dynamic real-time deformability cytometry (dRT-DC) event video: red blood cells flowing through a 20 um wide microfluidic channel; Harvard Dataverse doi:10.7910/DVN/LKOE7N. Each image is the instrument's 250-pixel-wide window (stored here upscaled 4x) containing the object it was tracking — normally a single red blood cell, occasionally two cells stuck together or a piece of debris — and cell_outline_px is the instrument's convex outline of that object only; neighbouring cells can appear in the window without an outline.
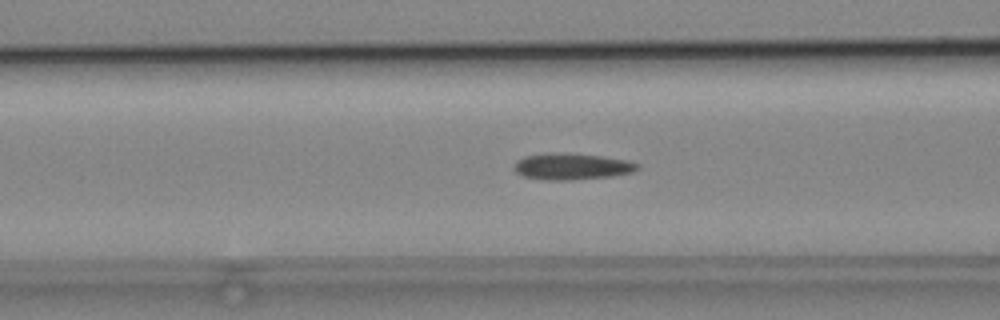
{"species": "common noctule bat (a hibernating species)", "species_latin": "Nyctalus noctula", "temperature_condition": "cold", "stored_images_in_passage": 42, "camera_frame_rate_fps": 3000, "um_per_image_px": 0.085, "animal": {"sex": "male", "body_mass_g": 19.2, "forearm_length_mm": 51.8}, "frame": {"image": 1, "passage_image": 10, "time_ms": 3.0, "image_size_px": [1000, 320], "cell_outline_px": [[640, 168], [632, 172], [612, 176], [572, 180], [544, 180], [524, 176], [516, 172], [512, 168], [516, 160], [524, 156], [600, 156], [628, 160], [640, 164]], "centroid_in_image_um": [48.65, 14.21], "position_along_channel_um": 117.9, "area_um2": 17.98}}
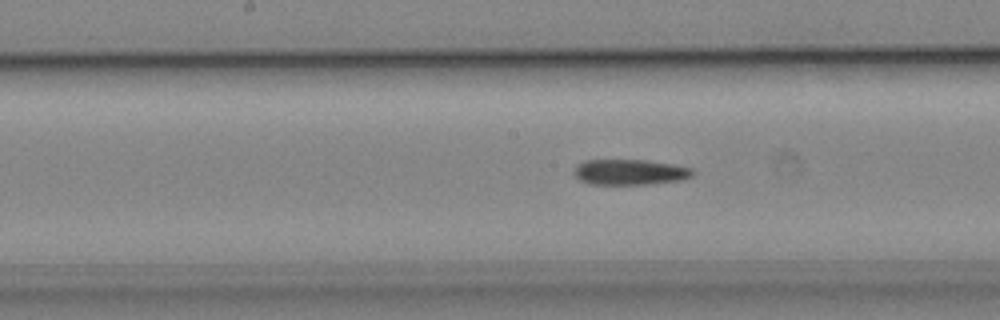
{"frame": {"image": 2, "passage_image": 16, "time_ms": 5.0, "image_size_px": [1000, 320], "cell_outline_px": [[696, 172], [692, 176], [684, 180], [644, 184], [588, 184], [580, 180], [576, 176], [576, 168], [584, 160], [648, 160], [672, 164], [692, 168]], "centroid_in_image_um": [53.61, 14.63], "position_along_channel_um": 194.6, "area_um2": 17.57}}
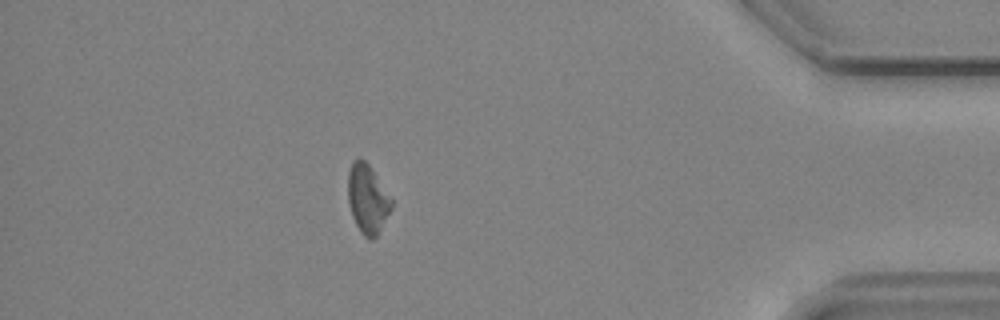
{"frame": {"image": 3, "passage_image": 36, "time_ms": 11.667, "image_size_px": [1000, 320], "cell_outline_px": [[392, 208], [376, 236], [372, 240], [364, 236], [360, 232], [352, 216], [348, 200], [348, 172], [352, 160], [360, 156], [368, 164], [392, 200]], "centroid_in_image_um": [31.21, 16.89], "position_along_channel_um": 404.0, "area_um2": 17.28}}